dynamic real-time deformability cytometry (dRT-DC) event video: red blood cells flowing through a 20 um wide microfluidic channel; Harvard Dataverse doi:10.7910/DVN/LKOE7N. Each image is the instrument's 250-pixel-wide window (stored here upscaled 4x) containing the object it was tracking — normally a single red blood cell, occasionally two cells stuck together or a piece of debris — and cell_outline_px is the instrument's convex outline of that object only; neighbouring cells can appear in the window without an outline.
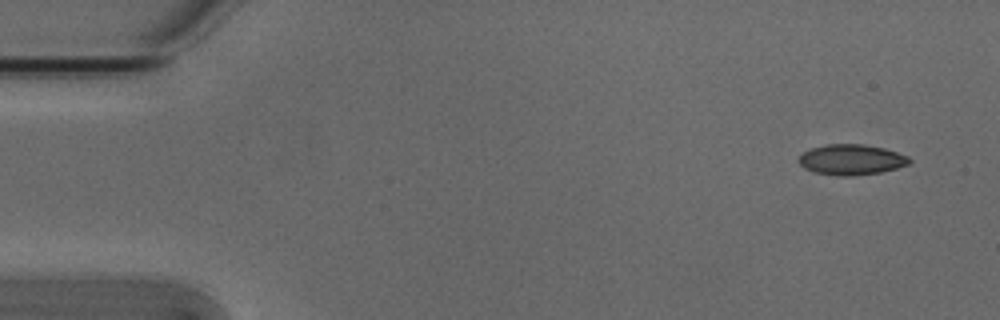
{"species": "Egyptian fruit bat (a non-hibernating species)", "species_latin": "Rousettus aegyptiacus", "temperature_condition": "cold", "stored_images_in_passage": 5, "camera_frame_rate_fps": 3000, "um_per_image_px": 0.085, "animal": {"sex": "male"}, "frame": {"image": 1, "passage_image": 1, "time_ms": 0.0, "image_size_px": [1000, 320], "cell_outline_px": [[912, 160], [908, 164], [896, 168], [880, 172], [852, 176], [836, 176], [816, 172], [804, 168], [796, 160], [804, 152], [812, 148], [824, 144], [864, 144], [884, 148], [908, 156]], "centroid_in_image_um": [72.35, 13.57], "position_along_channel_um": 12.7, "area_um2": 19.65}}
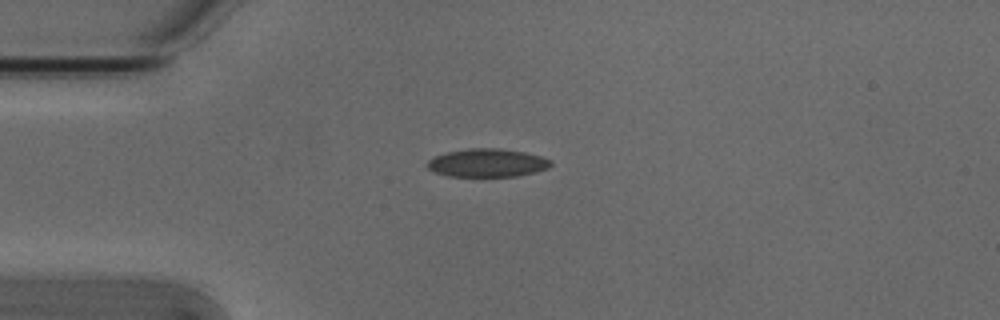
{"frame": {"image": 2, "passage_image": 4, "time_ms": 1.0, "image_size_px": [1000, 320], "cell_outline_px": [[552, 164], [548, 168], [536, 172], [516, 176], [448, 176], [436, 172], [428, 168], [424, 164], [432, 156], [448, 152], [472, 148], [496, 148], [524, 152], [540, 156], [552, 160]], "centroid_in_image_um": [41.4, 13.84], "position_along_channel_um": 43.6, "area_um2": 20.29}}
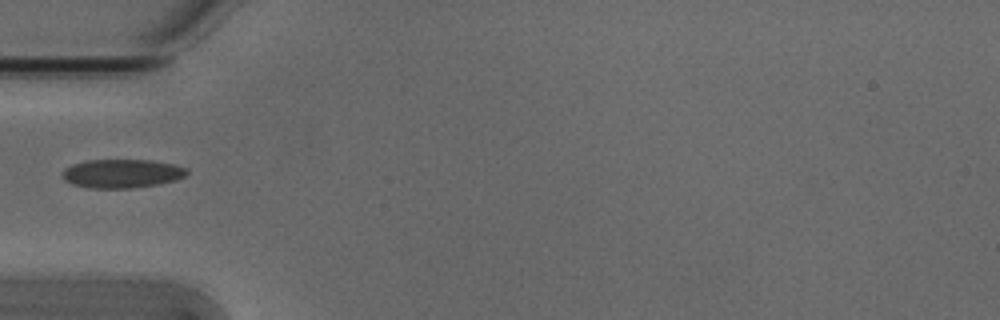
{"frame": {"image": 3, "passage_image": 5, "time_ms": 1.333, "image_size_px": [1000, 320], "cell_outline_px": [[188, 172], [184, 176], [176, 180], [160, 184], [128, 188], [92, 188], [72, 184], [64, 180], [60, 172], [64, 168], [72, 164], [84, 160], [152, 160], [172, 164], [188, 168]], "centroid_in_image_um": [10.33, 14.74], "position_along_channel_um": 74.7, "area_um2": 20.98}}